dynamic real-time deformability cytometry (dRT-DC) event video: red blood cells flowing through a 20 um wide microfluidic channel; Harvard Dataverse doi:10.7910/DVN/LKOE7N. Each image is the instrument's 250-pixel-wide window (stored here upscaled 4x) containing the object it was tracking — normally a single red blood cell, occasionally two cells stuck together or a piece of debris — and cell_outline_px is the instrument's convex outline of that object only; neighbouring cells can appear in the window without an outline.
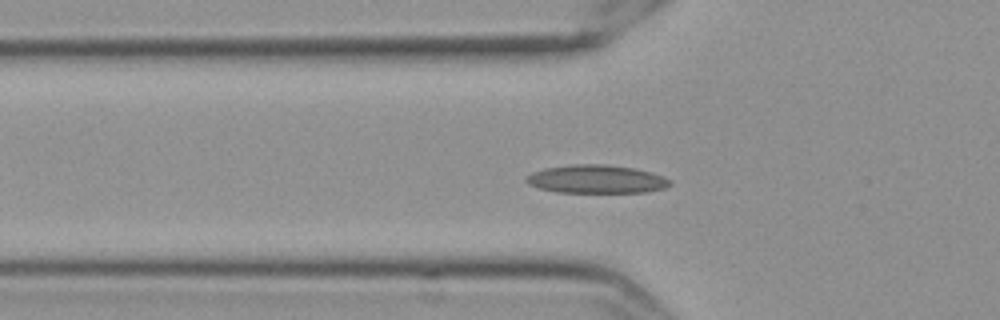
{"species": "Egyptian fruit bat (a non-hibernating species)", "species_latin": "Rousettus aegyptiacus", "temperature_condition": "cold", "stored_images_in_passage": 37, "camera_frame_rate_fps": 3000, "um_per_image_px": 0.085, "frame": {"image": 1, "passage_image": 11, "time_ms": 3.333, "image_size_px": [1000, 320], "cell_outline_px": [[672, 184], [664, 188], [648, 192], [556, 192], [540, 188], [528, 184], [524, 180], [524, 176], [532, 172], [544, 168], [572, 164], [608, 164], [636, 168], [652, 172], [664, 176], [672, 180]], "centroid_in_image_um": [50.71, 15.22], "position_along_channel_um": 75.1, "area_um2": 24.04}}
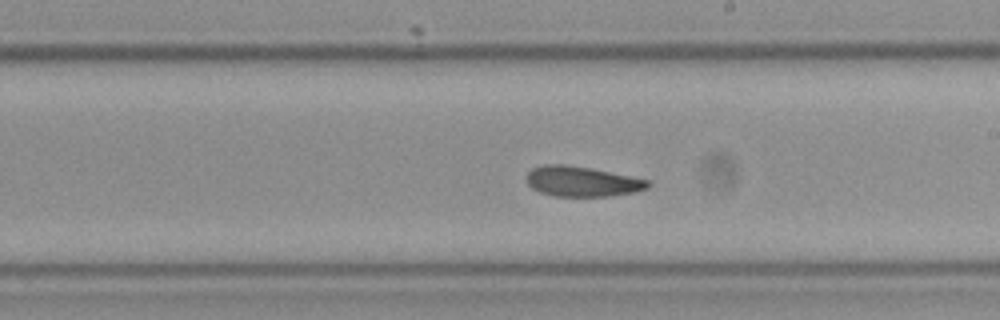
{"frame": {"image": 2, "passage_image": 25, "time_ms": 8.0, "image_size_px": [1000, 320], "cell_outline_px": [[652, 184], [648, 188], [636, 192], [608, 196], [552, 196], [540, 192], [532, 188], [528, 184], [528, 172], [532, 168], [544, 164], [564, 164], [588, 168], [648, 180]], "centroid_in_image_um": [49.46, 15.43], "position_along_channel_um": 239.5, "area_um2": 21.1}}
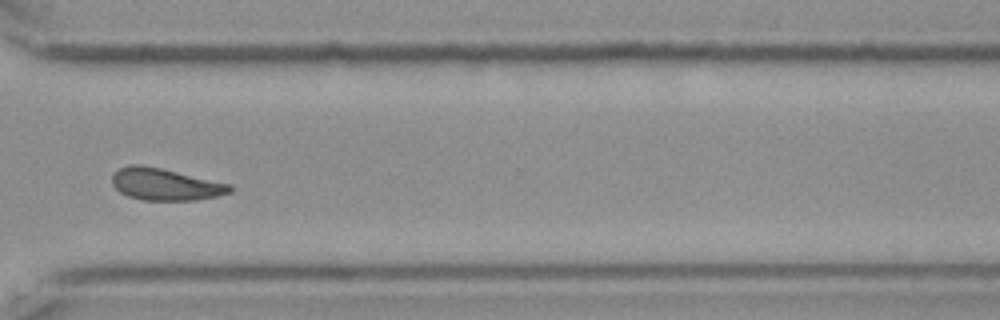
{"frame": {"image": 3, "passage_image": 35, "time_ms": 11.333, "image_size_px": [1000, 320], "cell_outline_px": [[232, 192], [216, 196], [196, 200], [144, 200], [128, 196], [120, 192], [112, 184], [112, 176], [120, 168], [128, 164], [140, 164], [160, 168], [232, 184]], "centroid_in_image_um": [14.06, 15.66], "position_along_channel_um": 356.5, "area_um2": 21.85}, "authors_computed_cell_mechanics": {"area_um2": 22.0796, "velocity_mm_per_s": 3.5049, "shape_relaxation_time_tau1_ms": 9.798, "shape_relaxation_time_tau2_ms": 3.5367, "deformation_change_tau1": 0.1499, "deformation_change_tau2": 0.0905}}